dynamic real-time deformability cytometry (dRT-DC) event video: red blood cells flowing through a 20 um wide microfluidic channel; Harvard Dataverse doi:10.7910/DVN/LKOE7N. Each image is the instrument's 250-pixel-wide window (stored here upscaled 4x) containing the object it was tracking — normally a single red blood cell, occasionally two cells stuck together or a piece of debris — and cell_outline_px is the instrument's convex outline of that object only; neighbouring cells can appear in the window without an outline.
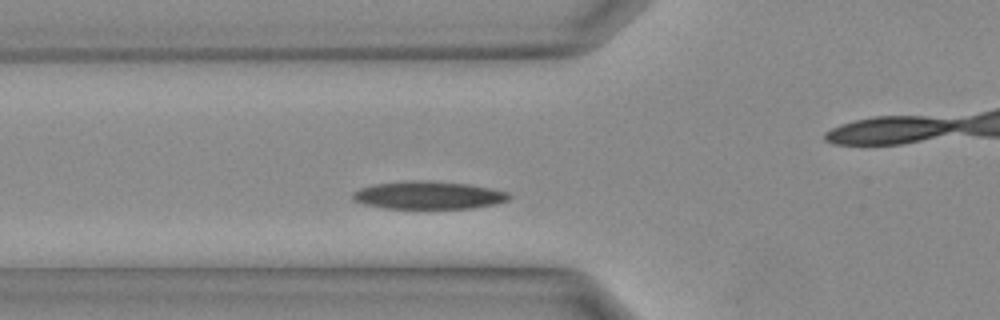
{"species": "Egyptian fruit bat (a non-hibernating species)", "species_latin": "Rousettus aegyptiacus", "temperature_condition": "warm", "stored_images_in_passage": 24, "camera_frame_rate_fps": 3000, "um_per_image_px": 0.085, "animal": {"sex": "female"}, "frame": {"image": 1, "passage_image": 4, "time_ms": 1.0, "image_size_px": [1000, 320], "cell_outline_px": [[512, 196], [508, 200], [496, 204], [472, 208], [384, 208], [364, 204], [352, 200], [352, 192], [360, 188], [372, 184], [404, 180], [428, 180], [468, 184], [508, 192]], "centroid_in_image_um": [36.38, 16.58], "position_along_channel_um": 89.4, "area_um2": 25.55}}